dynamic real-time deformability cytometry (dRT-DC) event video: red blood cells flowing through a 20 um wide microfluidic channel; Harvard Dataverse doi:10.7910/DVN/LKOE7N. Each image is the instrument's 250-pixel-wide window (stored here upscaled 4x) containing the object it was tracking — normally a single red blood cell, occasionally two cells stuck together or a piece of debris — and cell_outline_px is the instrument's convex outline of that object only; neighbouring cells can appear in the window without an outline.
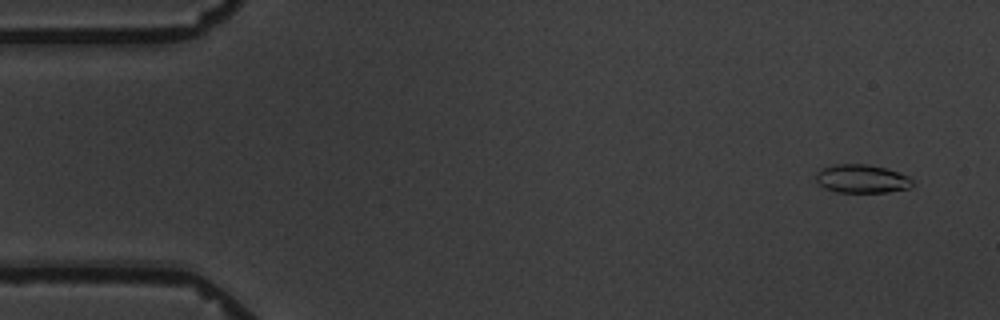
{"species": "common noctule bat (a hibernating species)", "species_latin": "Nyctalus noctula", "temperature_condition": "warm", "stored_images_in_passage": 5, "segment_of_instrument_passage": [2, 2], "camera_frame_rate_fps": 3000, "um_per_image_px": 0.085, "animal": {"sex": "male", "body_mass_g": 19.5, "forearm_length_mm": 54.6}, "frame": {"image": 1, "passage_image": 5, "time_ms": 4.667, "image_size_px": [1000, 320], "cell_outline_px": [[912, 184], [908, 188], [888, 192], [836, 192], [824, 188], [816, 180], [816, 172], [820, 168], [832, 164], [868, 164], [884, 168], [908, 176], [912, 180]], "centroid_in_image_um": [73.19, 15.19], "position_along_channel_um": 11.8, "area_um2": 15.95}}